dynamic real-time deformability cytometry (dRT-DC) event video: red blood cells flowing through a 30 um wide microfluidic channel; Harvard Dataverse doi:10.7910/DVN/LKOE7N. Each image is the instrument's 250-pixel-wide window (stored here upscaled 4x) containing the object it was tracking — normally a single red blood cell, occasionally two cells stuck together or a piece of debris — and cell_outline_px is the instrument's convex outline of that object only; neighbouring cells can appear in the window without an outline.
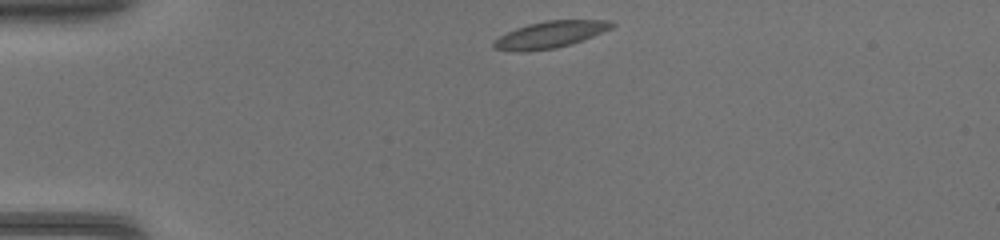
{"species": "common noctule bat (a hibernating species)", "species_latin": "Nyctalus noctula", "temperature_condition": "warm", "stored_images_in_passage": 36, "camera_frame_rate_fps": 3000, "um_per_image_px": 0.085, "animal": {"sex": "female", "body_mass_g": 17.0, "forearm_length_mm": 48.0}, "frame": {"image": 1, "passage_image": 1, "time_ms": 0.0, "image_size_px": [1000, 240], "cell_outline_px": [[616, 24], [612, 28], [572, 44], [552, 48], [524, 52], [520, 52], [492, 48], [492, 44], [500, 36], [516, 28], [528, 24], [548, 20], [612, 20]], "centroid_in_image_um": [46.78, 2.93], "position_along_channel_um": 38.2, "area_um2": 18.21}}
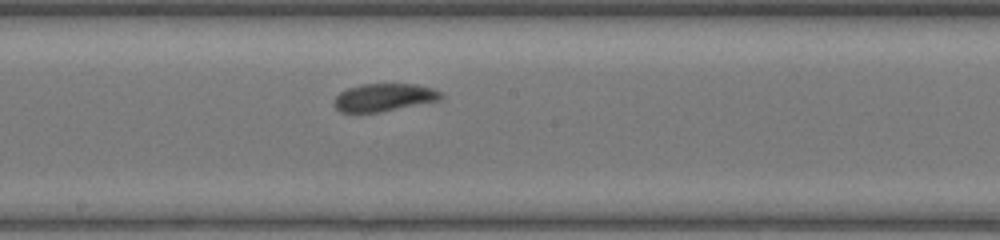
{"frame": {"image": 2, "passage_image": 16, "time_ms": 5.0, "image_size_px": [1000, 240], "cell_outline_px": [[444, 96], [440, 100], [380, 112], [340, 112], [336, 108], [336, 96], [340, 92], [348, 88], [364, 84], [416, 84], [432, 88], [440, 92]], "centroid_in_image_um": [32.67, 8.28], "position_along_channel_um": 215.5, "area_um2": 17.05}}
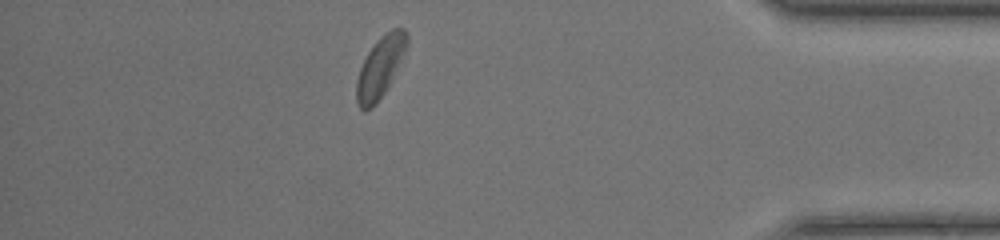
{"frame": {"image": 3, "passage_image": 31, "time_ms": 10.0, "image_size_px": [1000, 240], "cell_outline_px": [[408, 44], [384, 92], [376, 104], [372, 108], [364, 112], [356, 104], [356, 80], [360, 68], [368, 52], [376, 40], [380, 36], [392, 28], [404, 28], [408, 36]], "centroid_in_image_um": [32.28, 5.71], "position_along_channel_um": 402.9, "area_um2": 17.63}}